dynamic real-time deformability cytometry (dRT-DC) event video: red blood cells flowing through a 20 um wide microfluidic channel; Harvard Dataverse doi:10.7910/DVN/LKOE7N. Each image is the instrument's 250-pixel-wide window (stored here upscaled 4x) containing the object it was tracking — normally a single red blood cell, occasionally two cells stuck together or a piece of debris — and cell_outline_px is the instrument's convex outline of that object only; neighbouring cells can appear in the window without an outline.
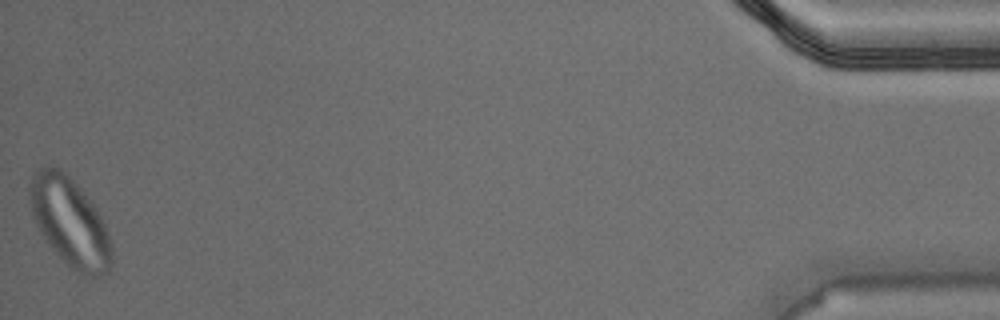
{"species": "Egyptian fruit bat (a non-hibernating species)", "species_latin": "Rousettus aegyptiacus", "temperature_condition": "warm", "stored_images_in_passage": 45, "camera_frame_rate_fps": 3000, "um_per_image_px": 0.085, "animal": {"sex": "male"}, "frame": {"image": 1, "passage_image": 45, "time_ms": 14.667, "image_size_px": [1000, 320], "cell_outline_px": [[112, 264], [108, 272], [104, 276], [92, 276], [80, 272], [72, 268], [48, 244], [36, 224], [32, 212], [28, 192], [28, 188], [32, 176], [40, 168], [60, 168], [80, 188], [96, 208], [104, 224], [112, 248]], "centroid_in_image_um": [5.94, 18.88], "position_along_channel_um": 429.3, "area_um2": 41.56}}